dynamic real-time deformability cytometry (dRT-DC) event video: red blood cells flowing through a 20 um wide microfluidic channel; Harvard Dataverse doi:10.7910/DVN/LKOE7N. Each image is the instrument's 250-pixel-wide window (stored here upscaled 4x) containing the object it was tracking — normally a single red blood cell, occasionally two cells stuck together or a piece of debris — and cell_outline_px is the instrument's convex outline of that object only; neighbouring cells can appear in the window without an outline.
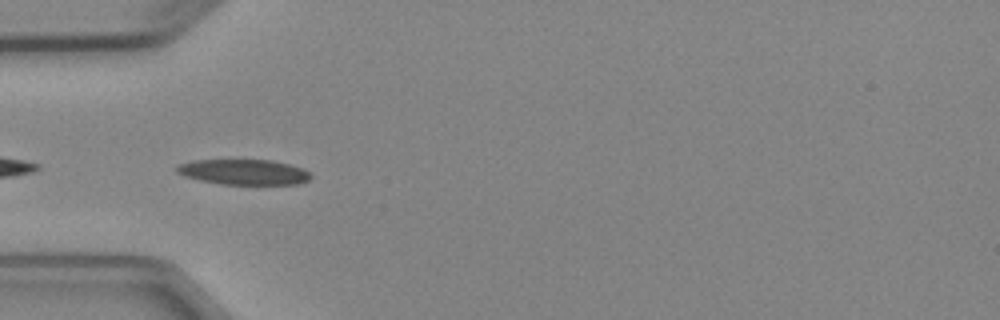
{"species": "Egyptian fruit bat (a non-hibernating species)", "species_latin": "Rousettus aegyptiacus", "temperature_condition": "cold", "stored_images_in_passage": 7, "segment_of_instrument_passage": [2, 2], "camera_frame_rate_fps": 3000, "um_per_image_px": 0.085, "animal": {"sex": "female"}, "frame": {"image": 1, "passage_image": 5, "time_ms": 5.0, "image_size_px": [1000, 320], "cell_outline_px": [[312, 176], [308, 180], [296, 184], [220, 184], [200, 180], [184, 176], [176, 172], [176, 164], [192, 160], [272, 160], [288, 164], [300, 168], [308, 172]], "centroid_in_image_um": [20.66, 14.62], "position_along_channel_um": 64.3, "area_um2": 19.71}}